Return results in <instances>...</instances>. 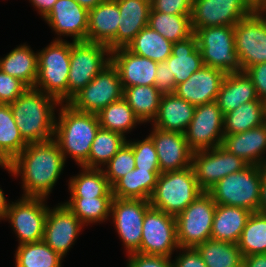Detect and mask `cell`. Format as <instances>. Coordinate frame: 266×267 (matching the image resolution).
<instances>
[{
  "mask_svg": "<svg viewBox=\"0 0 266 267\" xmlns=\"http://www.w3.org/2000/svg\"><path fill=\"white\" fill-rule=\"evenodd\" d=\"M64 165V156L54 139L28 143L9 164L0 163L15 177L21 176L22 197L45 199L56 185Z\"/></svg>",
  "mask_w": 266,
  "mask_h": 267,
  "instance_id": "1",
  "label": "cell"
},
{
  "mask_svg": "<svg viewBox=\"0 0 266 267\" xmlns=\"http://www.w3.org/2000/svg\"><path fill=\"white\" fill-rule=\"evenodd\" d=\"M15 123L27 143L53 139L55 108L60 102L53 96L35 88H28L13 103L9 104Z\"/></svg>",
  "mask_w": 266,
  "mask_h": 267,
  "instance_id": "2",
  "label": "cell"
},
{
  "mask_svg": "<svg viewBox=\"0 0 266 267\" xmlns=\"http://www.w3.org/2000/svg\"><path fill=\"white\" fill-rule=\"evenodd\" d=\"M59 106L53 139L65 161L69 155L77 165L83 166L88 161L92 142L100 127L97 114L78 111L68 103Z\"/></svg>",
  "mask_w": 266,
  "mask_h": 267,
  "instance_id": "3",
  "label": "cell"
},
{
  "mask_svg": "<svg viewBox=\"0 0 266 267\" xmlns=\"http://www.w3.org/2000/svg\"><path fill=\"white\" fill-rule=\"evenodd\" d=\"M203 192L190 166L161 173L149 202L150 206L176 217Z\"/></svg>",
  "mask_w": 266,
  "mask_h": 267,
  "instance_id": "4",
  "label": "cell"
},
{
  "mask_svg": "<svg viewBox=\"0 0 266 267\" xmlns=\"http://www.w3.org/2000/svg\"><path fill=\"white\" fill-rule=\"evenodd\" d=\"M262 166L248 165L225 176L207 192L217 205L242 207L258 212L261 197Z\"/></svg>",
  "mask_w": 266,
  "mask_h": 267,
  "instance_id": "5",
  "label": "cell"
},
{
  "mask_svg": "<svg viewBox=\"0 0 266 267\" xmlns=\"http://www.w3.org/2000/svg\"><path fill=\"white\" fill-rule=\"evenodd\" d=\"M38 53V76L34 88L67 103L71 43L53 40Z\"/></svg>",
  "mask_w": 266,
  "mask_h": 267,
  "instance_id": "6",
  "label": "cell"
},
{
  "mask_svg": "<svg viewBox=\"0 0 266 267\" xmlns=\"http://www.w3.org/2000/svg\"><path fill=\"white\" fill-rule=\"evenodd\" d=\"M110 63L111 51L106 45L90 41L71 42L67 103Z\"/></svg>",
  "mask_w": 266,
  "mask_h": 267,
  "instance_id": "7",
  "label": "cell"
},
{
  "mask_svg": "<svg viewBox=\"0 0 266 267\" xmlns=\"http://www.w3.org/2000/svg\"><path fill=\"white\" fill-rule=\"evenodd\" d=\"M204 66L217 68L226 74L242 72L235 50L234 26H212L193 29Z\"/></svg>",
  "mask_w": 266,
  "mask_h": 267,
  "instance_id": "8",
  "label": "cell"
},
{
  "mask_svg": "<svg viewBox=\"0 0 266 267\" xmlns=\"http://www.w3.org/2000/svg\"><path fill=\"white\" fill-rule=\"evenodd\" d=\"M216 203L208 192L201 193L176 218L179 247H196L211 239Z\"/></svg>",
  "mask_w": 266,
  "mask_h": 267,
  "instance_id": "9",
  "label": "cell"
},
{
  "mask_svg": "<svg viewBox=\"0 0 266 267\" xmlns=\"http://www.w3.org/2000/svg\"><path fill=\"white\" fill-rule=\"evenodd\" d=\"M123 98V87L117 68L110 63L69 102L81 112L98 114L109 104Z\"/></svg>",
  "mask_w": 266,
  "mask_h": 267,
  "instance_id": "10",
  "label": "cell"
},
{
  "mask_svg": "<svg viewBox=\"0 0 266 267\" xmlns=\"http://www.w3.org/2000/svg\"><path fill=\"white\" fill-rule=\"evenodd\" d=\"M256 8L255 0H193L192 29L235 26Z\"/></svg>",
  "mask_w": 266,
  "mask_h": 267,
  "instance_id": "11",
  "label": "cell"
},
{
  "mask_svg": "<svg viewBox=\"0 0 266 267\" xmlns=\"http://www.w3.org/2000/svg\"><path fill=\"white\" fill-rule=\"evenodd\" d=\"M177 248L175 216L150 206L143 219L141 245L137 252L172 258Z\"/></svg>",
  "mask_w": 266,
  "mask_h": 267,
  "instance_id": "12",
  "label": "cell"
},
{
  "mask_svg": "<svg viewBox=\"0 0 266 267\" xmlns=\"http://www.w3.org/2000/svg\"><path fill=\"white\" fill-rule=\"evenodd\" d=\"M234 38L242 72L266 62V17L258 8L234 26Z\"/></svg>",
  "mask_w": 266,
  "mask_h": 267,
  "instance_id": "13",
  "label": "cell"
},
{
  "mask_svg": "<svg viewBox=\"0 0 266 267\" xmlns=\"http://www.w3.org/2000/svg\"><path fill=\"white\" fill-rule=\"evenodd\" d=\"M45 198L21 197L9 204L5 219L9 220L19 245L43 241L49 207Z\"/></svg>",
  "mask_w": 266,
  "mask_h": 267,
  "instance_id": "14",
  "label": "cell"
},
{
  "mask_svg": "<svg viewBox=\"0 0 266 267\" xmlns=\"http://www.w3.org/2000/svg\"><path fill=\"white\" fill-rule=\"evenodd\" d=\"M249 164L221 145L209 150L193 152L192 168L199 187L207 192L225 176L239 172Z\"/></svg>",
  "mask_w": 266,
  "mask_h": 267,
  "instance_id": "15",
  "label": "cell"
},
{
  "mask_svg": "<svg viewBox=\"0 0 266 267\" xmlns=\"http://www.w3.org/2000/svg\"><path fill=\"white\" fill-rule=\"evenodd\" d=\"M223 121L224 115L215 101L196 106L184 132L189 148L196 152L220 146L224 137Z\"/></svg>",
  "mask_w": 266,
  "mask_h": 267,
  "instance_id": "16",
  "label": "cell"
},
{
  "mask_svg": "<svg viewBox=\"0 0 266 267\" xmlns=\"http://www.w3.org/2000/svg\"><path fill=\"white\" fill-rule=\"evenodd\" d=\"M149 207L150 202L143 199L112 200L110 217L128 254L140 249L143 219Z\"/></svg>",
  "mask_w": 266,
  "mask_h": 267,
  "instance_id": "17",
  "label": "cell"
},
{
  "mask_svg": "<svg viewBox=\"0 0 266 267\" xmlns=\"http://www.w3.org/2000/svg\"><path fill=\"white\" fill-rule=\"evenodd\" d=\"M58 204L48 210L43 241L64 258L84 225L64 203Z\"/></svg>",
  "mask_w": 266,
  "mask_h": 267,
  "instance_id": "18",
  "label": "cell"
},
{
  "mask_svg": "<svg viewBox=\"0 0 266 267\" xmlns=\"http://www.w3.org/2000/svg\"><path fill=\"white\" fill-rule=\"evenodd\" d=\"M89 11L74 0H58L43 18L58 38L69 36L73 41H87Z\"/></svg>",
  "mask_w": 266,
  "mask_h": 267,
  "instance_id": "19",
  "label": "cell"
},
{
  "mask_svg": "<svg viewBox=\"0 0 266 267\" xmlns=\"http://www.w3.org/2000/svg\"><path fill=\"white\" fill-rule=\"evenodd\" d=\"M152 130L149 136L156 148L160 173L192 166L193 151L189 148L183 133L164 131L154 126Z\"/></svg>",
  "mask_w": 266,
  "mask_h": 267,
  "instance_id": "20",
  "label": "cell"
},
{
  "mask_svg": "<svg viewBox=\"0 0 266 267\" xmlns=\"http://www.w3.org/2000/svg\"><path fill=\"white\" fill-rule=\"evenodd\" d=\"M225 76L226 73L222 70L203 66L177 85L175 94L195 107L214 102Z\"/></svg>",
  "mask_w": 266,
  "mask_h": 267,
  "instance_id": "21",
  "label": "cell"
},
{
  "mask_svg": "<svg viewBox=\"0 0 266 267\" xmlns=\"http://www.w3.org/2000/svg\"><path fill=\"white\" fill-rule=\"evenodd\" d=\"M111 63L117 68L123 89L132 86H155L158 62L129 51L126 47L111 51Z\"/></svg>",
  "mask_w": 266,
  "mask_h": 267,
  "instance_id": "22",
  "label": "cell"
},
{
  "mask_svg": "<svg viewBox=\"0 0 266 267\" xmlns=\"http://www.w3.org/2000/svg\"><path fill=\"white\" fill-rule=\"evenodd\" d=\"M221 146L249 165H266V123L237 134L224 135Z\"/></svg>",
  "mask_w": 266,
  "mask_h": 267,
  "instance_id": "23",
  "label": "cell"
},
{
  "mask_svg": "<svg viewBox=\"0 0 266 267\" xmlns=\"http://www.w3.org/2000/svg\"><path fill=\"white\" fill-rule=\"evenodd\" d=\"M119 7L120 19L114 37V50L127 47L135 36L148 26L151 0H114Z\"/></svg>",
  "mask_w": 266,
  "mask_h": 267,
  "instance_id": "24",
  "label": "cell"
},
{
  "mask_svg": "<svg viewBox=\"0 0 266 267\" xmlns=\"http://www.w3.org/2000/svg\"><path fill=\"white\" fill-rule=\"evenodd\" d=\"M120 12L114 0H104L89 10L87 41L106 45L114 50V37L119 27Z\"/></svg>",
  "mask_w": 266,
  "mask_h": 267,
  "instance_id": "25",
  "label": "cell"
},
{
  "mask_svg": "<svg viewBox=\"0 0 266 267\" xmlns=\"http://www.w3.org/2000/svg\"><path fill=\"white\" fill-rule=\"evenodd\" d=\"M195 106L175 93L162 95L153 126L160 130L183 133L189 126Z\"/></svg>",
  "mask_w": 266,
  "mask_h": 267,
  "instance_id": "26",
  "label": "cell"
},
{
  "mask_svg": "<svg viewBox=\"0 0 266 267\" xmlns=\"http://www.w3.org/2000/svg\"><path fill=\"white\" fill-rule=\"evenodd\" d=\"M175 77V86L186 81L203 66V59L198 47V40L193 33L190 37L174 42L172 52L166 60Z\"/></svg>",
  "mask_w": 266,
  "mask_h": 267,
  "instance_id": "27",
  "label": "cell"
},
{
  "mask_svg": "<svg viewBox=\"0 0 266 267\" xmlns=\"http://www.w3.org/2000/svg\"><path fill=\"white\" fill-rule=\"evenodd\" d=\"M258 100L254 84L245 72L226 74L215 102L223 115L241 104Z\"/></svg>",
  "mask_w": 266,
  "mask_h": 267,
  "instance_id": "28",
  "label": "cell"
},
{
  "mask_svg": "<svg viewBox=\"0 0 266 267\" xmlns=\"http://www.w3.org/2000/svg\"><path fill=\"white\" fill-rule=\"evenodd\" d=\"M251 211L235 206L216 205L211 239L238 243Z\"/></svg>",
  "mask_w": 266,
  "mask_h": 267,
  "instance_id": "29",
  "label": "cell"
},
{
  "mask_svg": "<svg viewBox=\"0 0 266 267\" xmlns=\"http://www.w3.org/2000/svg\"><path fill=\"white\" fill-rule=\"evenodd\" d=\"M160 174V170L135 168L112 186L113 197L149 201Z\"/></svg>",
  "mask_w": 266,
  "mask_h": 267,
  "instance_id": "30",
  "label": "cell"
},
{
  "mask_svg": "<svg viewBox=\"0 0 266 267\" xmlns=\"http://www.w3.org/2000/svg\"><path fill=\"white\" fill-rule=\"evenodd\" d=\"M0 69L34 88L38 76V53L26 44L19 45L0 58Z\"/></svg>",
  "mask_w": 266,
  "mask_h": 267,
  "instance_id": "31",
  "label": "cell"
},
{
  "mask_svg": "<svg viewBox=\"0 0 266 267\" xmlns=\"http://www.w3.org/2000/svg\"><path fill=\"white\" fill-rule=\"evenodd\" d=\"M162 94L155 86L139 85L123 89V99L141 121L153 122L159 110Z\"/></svg>",
  "mask_w": 266,
  "mask_h": 267,
  "instance_id": "32",
  "label": "cell"
},
{
  "mask_svg": "<svg viewBox=\"0 0 266 267\" xmlns=\"http://www.w3.org/2000/svg\"><path fill=\"white\" fill-rule=\"evenodd\" d=\"M82 172L70 177L68 189L70 197H113L112 187L103 169L80 166Z\"/></svg>",
  "mask_w": 266,
  "mask_h": 267,
  "instance_id": "33",
  "label": "cell"
},
{
  "mask_svg": "<svg viewBox=\"0 0 266 267\" xmlns=\"http://www.w3.org/2000/svg\"><path fill=\"white\" fill-rule=\"evenodd\" d=\"M28 143L22 138L9 104H0V163H10Z\"/></svg>",
  "mask_w": 266,
  "mask_h": 267,
  "instance_id": "34",
  "label": "cell"
},
{
  "mask_svg": "<svg viewBox=\"0 0 266 267\" xmlns=\"http://www.w3.org/2000/svg\"><path fill=\"white\" fill-rule=\"evenodd\" d=\"M265 123L264 103L258 99L241 104L224 115V135L237 134Z\"/></svg>",
  "mask_w": 266,
  "mask_h": 267,
  "instance_id": "35",
  "label": "cell"
},
{
  "mask_svg": "<svg viewBox=\"0 0 266 267\" xmlns=\"http://www.w3.org/2000/svg\"><path fill=\"white\" fill-rule=\"evenodd\" d=\"M172 42L149 26L144 27L126 47L136 55L155 62L166 61L172 52Z\"/></svg>",
  "mask_w": 266,
  "mask_h": 267,
  "instance_id": "36",
  "label": "cell"
},
{
  "mask_svg": "<svg viewBox=\"0 0 266 267\" xmlns=\"http://www.w3.org/2000/svg\"><path fill=\"white\" fill-rule=\"evenodd\" d=\"M207 267H237L243 263L238 244L207 239L196 247Z\"/></svg>",
  "mask_w": 266,
  "mask_h": 267,
  "instance_id": "37",
  "label": "cell"
},
{
  "mask_svg": "<svg viewBox=\"0 0 266 267\" xmlns=\"http://www.w3.org/2000/svg\"><path fill=\"white\" fill-rule=\"evenodd\" d=\"M126 142L122 134L99 127L83 167L102 169Z\"/></svg>",
  "mask_w": 266,
  "mask_h": 267,
  "instance_id": "38",
  "label": "cell"
},
{
  "mask_svg": "<svg viewBox=\"0 0 266 267\" xmlns=\"http://www.w3.org/2000/svg\"><path fill=\"white\" fill-rule=\"evenodd\" d=\"M148 26L172 43L190 37L194 32L191 15H170L150 9Z\"/></svg>",
  "mask_w": 266,
  "mask_h": 267,
  "instance_id": "39",
  "label": "cell"
},
{
  "mask_svg": "<svg viewBox=\"0 0 266 267\" xmlns=\"http://www.w3.org/2000/svg\"><path fill=\"white\" fill-rule=\"evenodd\" d=\"M114 197H70L64 204L85 226L109 220Z\"/></svg>",
  "mask_w": 266,
  "mask_h": 267,
  "instance_id": "40",
  "label": "cell"
},
{
  "mask_svg": "<svg viewBox=\"0 0 266 267\" xmlns=\"http://www.w3.org/2000/svg\"><path fill=\"white\" fill-rule=\"evenodd\" d=\"M100 127L122 134L126 137L136 124H141V121L135 116L132 108L122 98L106 106L97 114Z\"/></svg>",
  "mask_w": 266,
  "mask_h": 267,
  "instance_id": "41",
  "label": "cell"
},
{
  "mask_svg": "<svg viewBox=\"0 0 266 267\" xmlns=\"http://www.w3.org/2000/svg\"><path fill=\"white\" fill-rule=\"evenodd\" d=\"M63 258L44 241L19 245L15 267H61Z\"/></svg>",
  "mask_w": 266,
  "mask_h": 267,
  "instance_id": "42",
  "label": "cell"
},
{
  "mask_svg": "<svg viewBox=\"0 0 266 267\" xmlns=\"http://www.w3.org/2000/svg\"><path fill=\"white\" fill-rule=\"evenodd\" d=\"M237 244L243 257L266 253V214L251 213Z\"/></svg>",
  "mask_w": 266,
  "mask_h": 267,
  "instance_id": "43",
  "label": "cell"
},
{
  "mask_svg": "<svg viewBox=\"0 0 266 267\" xmlns=\"http://www.w3.org/2000/svg\"><path fill=\"white\" fill-rule=\"evenodd\" d=\"M105 166L107 167L102 169L105 168L103 172L112 187L125 174L135 169L133 148L126 142Z\"/></svg>",
  "mask_w": 266,
  "mask_h": 267,
  "instance_id": "44",
  "label": "cell"
},
{
  "mask_svg": "<svg viewBox=\"0 0 266 267\" xmlns=\"http://www.w3.org/2000/svg\"><path fill=\"white\" fill-rule=\"evenodd\" d=\"M127 143L133 148L135 168L144 170H160L156 148L149 135L143 140H128Z\"/></svg>",
  "mask_w": 266,
  "mask_h": 267,
  "instance_id": "45",
  "label": "cell"
},
{
  "mask_svg": "<svg viewBox=\"0 0 266 267\" xmlns=\"http://www.w3.org/2000/svg\"><path fill=\"white\" fill-rule=\"evenodd\" d=\"M29 87L20 79L0 69V104H11Z\"/></svg>",
  "mask_w": 266,
  "mask_h": 267,
  "instance_id": "46",
  "label": "cell"
},
{
  "mask_svg": "<svg viewBox=\"0 0 266 267\" xmlns=\"http://www.w3.org/2000/svg\"><path fill=\"white\" fill-rule=\"evenodd\" d=\"M193 0H151V9L170 15H191Z\"/></svg>",
  "mask_w": 266,
  "mask_h": 267,
  "instance_id": "47",
  "label": "cell"
},
{
  "mask_svg": "<svg viewBox=\"0 0 266 267\" xmlns=\"http://www.w3.org/2000/svg\"><path fill=\"white\" fill-rule=\"evenodd\" d=\"M126 267H173V261L166 256L145 255L136 252L128 254Z\"/></svg>",
  "mask_w": 266,
  "mask_h": 267,
  "instance_id": "48",
  "label": "cell"
},
{
  "mask_svg": "<svg viewBox=\"0 0 266 267\" xmlns=\"http://www.w3.org/2000/svg\"><path fill=\"white\" fill-rule=\"evenodd\" d=\"M155 87L162 95L175 93V77L166 61L157 65Z\"/></svg>",
  "mask_w": 266,
  "mask_h": 267,
  "instance_id": "49",
  "label": "cell"
},
{
  "mask_svg": "<svg viewBox=\"0 0 266 267\" xmlns=\"http://www.w3.org/2000/svg\"><path fill=\"white\" fill-rule=\"evenodd\" d=\"M254 84L258 99H266V62L253 65L244 71Z\"/></svg>",
  "mask_w": 266,
  "mask_h": 267,
  "instance_id": "50",
  "label": "cell"
},
{
  "mask_svg": "<svg viewBox=\"0 0 266 267\" xmlns=\"http://www.w3.org/2000/svg\"><path fill=\"white\" fill-rule=\"evenodd\" d=\"M178 249H180V253L173 260V267H207L196 248L179 247Z\"/></svg>",
  "mask_w": 266,
  "mask_h": 267,
  "instance_id": "51",
  "label": "cell"
},
{
  "mask_svg": "<svg viewBox=\"0 0 266 267\" xmlns=\"http://www.w3.org/2000/svg\"><path fill=\"white\" fill-rule=\"evenodd\" d=\"M245 267H266V253L243 257Z\"/></svg>",
  "mask_w": 266,
  "mask_h": 267,
  "instance_id": "52",
  "label": "cell"
},
{
  "mask_svg": "<svg viewBox=\"0 0 266 267\" xmlns=\"http://www.w3.org/2000/svg\"><path fill=\"white\" fill-rule=\"evenodd\" d=\"M39 14L44 18L58 0H29Z\"/></svg>",
  "mask_w": 266,
  "mask_h": 267,
  "instance_id": "53",
  "label": "cell"
},
{
  "mask_svg": "<svg viewBox=\"0 0 266 267\" xmlns=\"http://www.w3.org/2000/svg\"><path fill=\"white\" fill-rule=\"evenodd\" d=\"M258 212L266 214V167L262 166L261 197Z\"/></svg>",
  "mask_w": 266,
  "mask_h": 267,
  "instance_id": "54",
  "label": "cell"
},
{
  "mask_svg": "<svg viewBox=\"0 0 266 267\" xmlns=\"http://www.w3.org/2000/svg\"><path fill=\"white\" fill-rule=\"evenodd\" d=\"M9 202L7 203V200L5 198V195L3 193V190L0 187V220H5L8 208H9Z\"/></svg>",
  "mask_w": 266,
  "mask_h": 267,
  "instance_id": "55",
  "label": "cell"
},
{
  "mask_svg": "<svg viewBox=\"0 0 266 267\" xmlns=\"http://www.w3.org/2000/svg\"><path fill=\"white\" fill-rule=\"evenodd\" d=\"M74 1L89 11L98 6L104 0H74Z\"/></svg>",
  "mask_w": 266,
  "mask_h": 267,
  "instance_id": "56",
  "label": "cell"
},
{
  "mask_svg": "<svg viewBox=\"0 0 266 267\" xmlns=\"http://www.w3.org/2000/svg\"><path fill=\"white\" fill-rule=\"evenodd\" d=\"M257 8L265 15L266 17V0H262L257 3Z\"/></svg>",
  "mask_w": 266,
  "mask_h": 267,
  "instance_id": "57",
  "label": "cell"
},
{
  "mask_svg": "<svg viewBox=\"0 0 266 267\" xmlns=\"http://www.w3.org/2000/svg\"><path fill=\"white\" fill-rule=\"evenodd\" d=\"M264 103V114H265V123H266V99L263 101Z\"/></svg>",
  "mask_w": 266,
  "mask_h": 267,
  "instance_id": "58",
  "label": "cell"
},
{
  "mask_svg": "<svg viewBox=\"0 0 266 267\" xmlns=\"http://www.w3.org/2000/svg\"><path fill=\"white\" fill-rule=\"evenodd\" d=\"M237 267H245V265L242 263V264H240V265L237 266Z\"/></svg>",
  "mask_w": 266,
  "mask_h": 267,
  "instance_id": "59",
  "label": "cell"
}]
</instances>
